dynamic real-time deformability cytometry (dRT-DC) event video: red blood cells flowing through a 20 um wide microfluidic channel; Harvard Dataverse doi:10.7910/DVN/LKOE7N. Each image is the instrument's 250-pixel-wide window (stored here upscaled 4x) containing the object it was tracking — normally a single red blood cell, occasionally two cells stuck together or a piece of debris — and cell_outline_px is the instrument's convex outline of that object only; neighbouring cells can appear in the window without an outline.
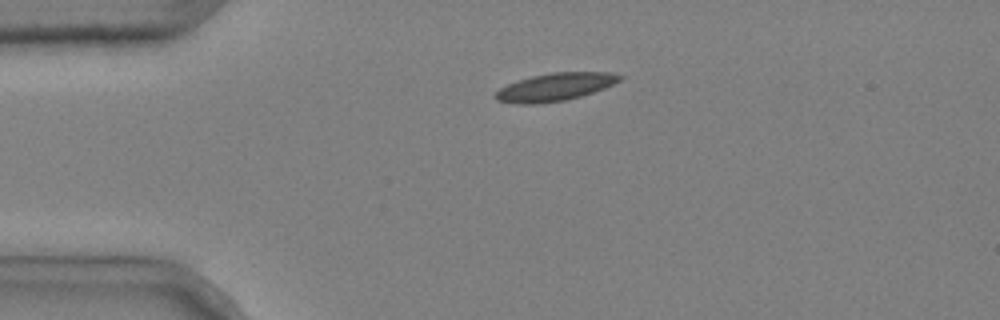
{"species": "common noctule bat (a hibernating species)", "species_latin": "Nyctalus noctula", "temperature_condition": "cold", "stored_images_in_passage": 4, "camera_frame_rate_fps": 3000, "um_per_image_px": 0.085, "animal": {"sex": "male", "body_mass_g": 20.4}, "frame": {"image": 1, "passage_image": 4, "time_ms": 1.0, "image_size_px": [1000, 320], "cell_outline_px": [[624, 76], [620, 80], [604, 88], [580, 96], [564, 100], [536, 104], [516, 104], [496, 100], [492, 96], [500, 88], [508, 84], [532, 76], [552, 72], [612, 72]], "centroid_in_image_um": [47.16, 7.39], "position_along_channel_um": 37.8, "area_um2": 20.0}}